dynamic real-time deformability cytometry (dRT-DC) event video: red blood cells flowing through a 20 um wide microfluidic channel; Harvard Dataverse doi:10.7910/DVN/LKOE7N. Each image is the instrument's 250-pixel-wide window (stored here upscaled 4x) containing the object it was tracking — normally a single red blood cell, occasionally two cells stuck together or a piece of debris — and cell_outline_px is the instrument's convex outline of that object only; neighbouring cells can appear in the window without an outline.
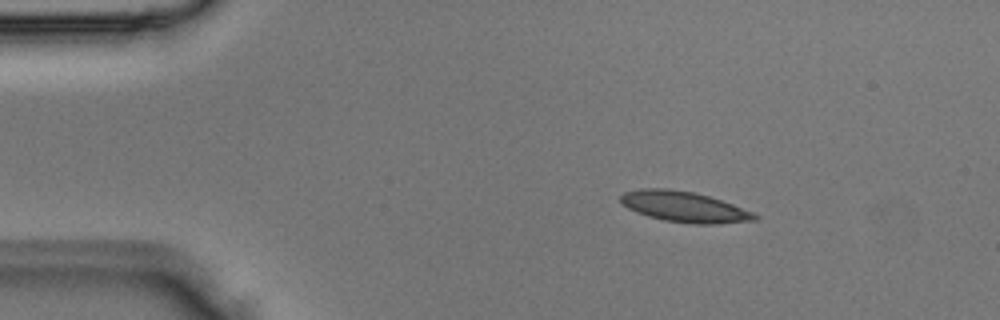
{"species": "Egyptian fruit bat (a non-hibernating species)", "species_latin": "Rousettus aegyptiacus", "temperature_condition": "room temperature", "stored_images_in_passage": 2, "camera_frame_rate_fps": 3000, "um_per_image_px": 0.085, "animal": {"sex": "male"}, "frame": {"image": 1, "passage_image": 1, "time_ms": 0.0, "image_size_px": [1000, 320], "cell_outline_px": [[760, 216], [756, 220], [712, 224], [692, 224], [664, 220], [648, 216], [636, 212], [628, 208], [620, 200], [620, 196], [624, 192], [640, 188], [668, 188], [692, 192], [708, 196], [732, 204], [752, 212]], "centroid_in_image_um": [58.13, 17.57], "position_along_channel_um": 26.9, "area_um2": 23.76}}